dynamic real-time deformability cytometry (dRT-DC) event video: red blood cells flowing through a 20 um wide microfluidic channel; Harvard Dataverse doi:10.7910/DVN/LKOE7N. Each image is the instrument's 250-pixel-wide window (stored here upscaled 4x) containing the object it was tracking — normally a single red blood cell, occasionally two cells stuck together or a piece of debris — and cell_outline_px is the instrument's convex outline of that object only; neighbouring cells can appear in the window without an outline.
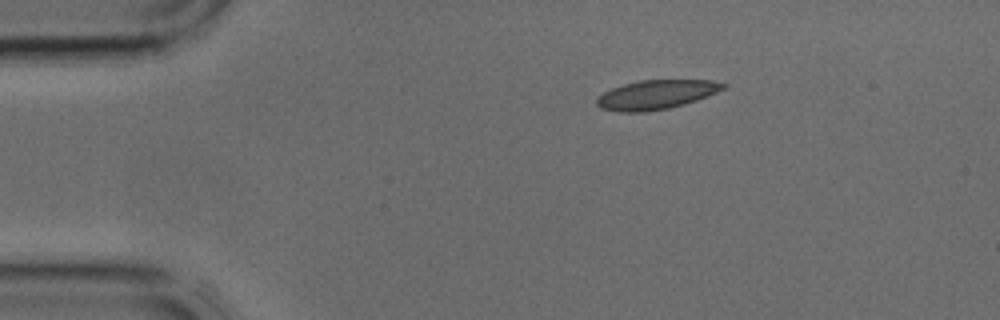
{"species": "common noctule bat (a hibernating species)", "species_latin": "Nyctalus noctula", "temperature_condition": "cold", "stored_images_in_passage": 2, "camera_frame_rate_fps": 3000, "um_per_image_px": 0.085, "animal": {"sex": "male", "body_mass_g": 17.9, "forearm_length_mm": 54.2}, "frame": {"image": 1, "passage_image": 1, "time_ms": 0.0, "image_size_px": [1000, 320], "cell_outline_px": [[728, 84], [724, 88], [716, 92], [696, 100], [684, 104], [668, 108], [644, 112], [616, 112], [600, 108], [596, 104], [596, 96], [612, 88], [624, 84], [640, 80], [712, 80]], "centroid_in_image_um": [55.73, 8.05], "position_along_channel_um": 29.3, "area_um2": 21.5}}